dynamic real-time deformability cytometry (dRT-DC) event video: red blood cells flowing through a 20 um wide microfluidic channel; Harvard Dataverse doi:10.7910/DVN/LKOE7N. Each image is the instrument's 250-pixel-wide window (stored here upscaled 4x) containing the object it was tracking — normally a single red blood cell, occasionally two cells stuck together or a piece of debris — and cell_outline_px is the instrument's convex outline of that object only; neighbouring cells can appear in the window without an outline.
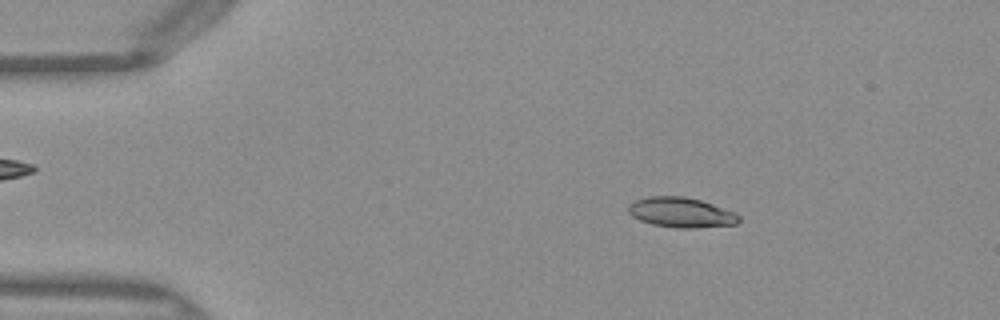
{"species": "Egyptian fruit bat (a non-hibernating species)", "species_latin": "Rousettus aegyptiacus", "temperature_condition": "warm", "stored_images_in_passage": 50, "camera_frame_rate_fps": 3000, "um_per_image_px": 0.085, "frame": {"image": 1, "passage_image": 8, "time_ms": 2.333, "image_size_px": [1000, 320], "cell_outline_px": [[740, 220], [736, 224], [692, 228], [676, 228], [652, 224], [640, 220], [632, 216], [628, 212], [628, 204], [636, 200], [648, 196], [684, 196], [700, 200], [736, 212], [740, 216]], "centroid_in_image_um": [57.89, 18.05], "position_along_channel_um": 27.1, "area_um2": 19.36}}
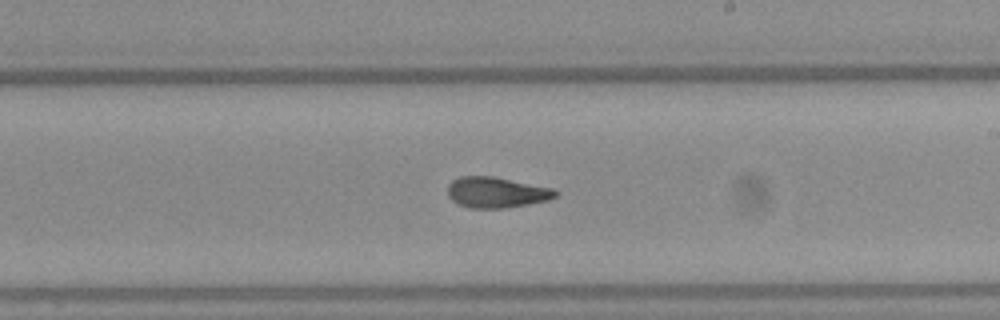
{"frame": {"image": 2, "passage_image": 29, "time_ms": 9.333, "image_size_px": [1000, 320], "cell_outline_px": [[560, 192], [556, 196], [548, 200], [528, 204], [504, 208], [468, 208], [456, 204], [448, 196], [448, 184], [452, 180], [460, 176], [492, 176], [552, 188]], "centroid_in_image_um": [42.17, 16.36], "position_along_channel_um": 246.8, "area_um2": 19.36}}
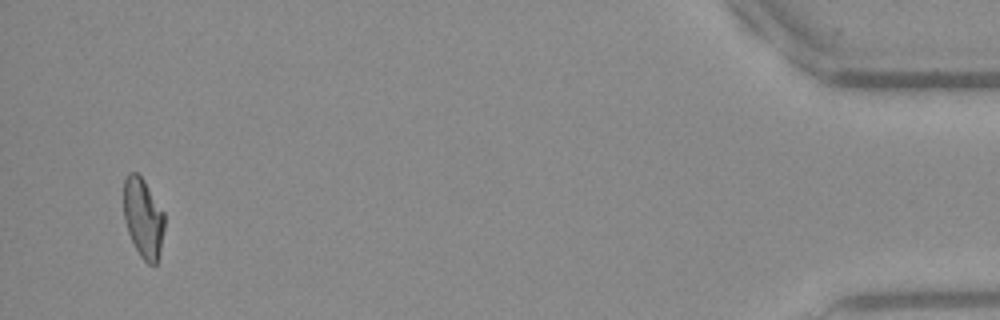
{"frame": {"image": 3, "passage_image": 48, "time_ms": 15.667, "image_size_px": [1000, 320], "cell_outline_px": [[164, 228], [160, 252], [156, 264], [148, 264], [140, 256], [128, 232], [124, 220], [124, 180], [128, 172], [136, 172], [144, 180], [164, 212]], "centroid_in_image_um": [12.17, 18.52], "position_along_channel_um": 423.0, "area_um2": 18.84}, "authors_computed_cell_mechanics": {"area_um2": 19.3052, "velocity_mm_per_s": 4.0596, "shape_relaxation_time_tau1_ms": null, "shape_relaxation_time_tau2_ms": 2.0078, "deformation_change_tau1": null, "deformation_change_tau2": 0.0817}}